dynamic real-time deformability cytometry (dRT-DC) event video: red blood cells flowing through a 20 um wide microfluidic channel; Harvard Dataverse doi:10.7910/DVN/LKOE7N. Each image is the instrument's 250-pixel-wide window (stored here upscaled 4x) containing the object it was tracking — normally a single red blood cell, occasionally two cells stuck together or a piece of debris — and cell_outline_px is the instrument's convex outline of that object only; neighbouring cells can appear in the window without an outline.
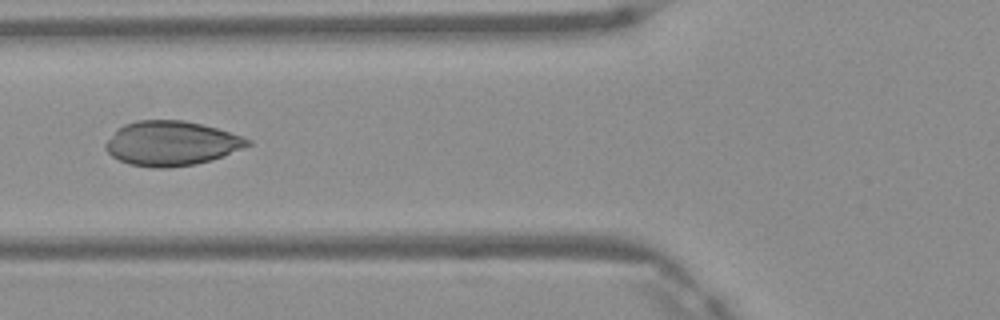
{"species": "Egyptian fruit bat (a non-hibernating species)", "species_latin": "Rousettus aegyptiacus", "temperature_condition": "warm", "stored_images_in_passage": 6, "camera_frame_rate_fps": 3000, "um_per_image_px": 0.085, "frame": {"image": 1, "passage_image": 6, "time_ms": 1.667, "image_size_px": [1000, 320], "cell_outline_px": [[252, 144], [212, 160], [196, 164], [168, 168], [152, 168], [128, 164], [112, 156], [104, 148], [104, 144], [124, 124], [136, 120], [184, 120], [216, 128], [252, 140]], "centroid_in_image_um": [14.55, 12.2], "position_along_channel_um": 111.2, "area_um2": 36.65}}